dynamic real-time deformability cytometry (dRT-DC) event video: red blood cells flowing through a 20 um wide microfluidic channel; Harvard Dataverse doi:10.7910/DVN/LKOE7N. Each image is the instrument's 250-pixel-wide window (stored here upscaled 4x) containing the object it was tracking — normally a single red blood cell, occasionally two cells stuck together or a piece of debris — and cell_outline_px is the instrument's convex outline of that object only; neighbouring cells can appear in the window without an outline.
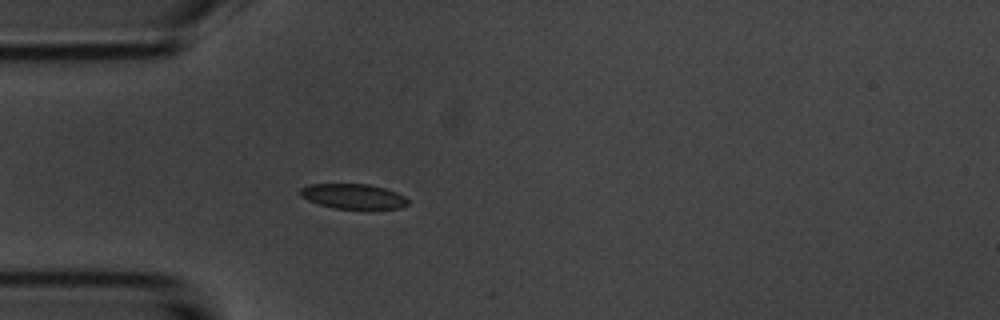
{"species": "common noctule bat (a hibernating species)", "species_latin": "Nyctalus noctula", "temperature_condition": "room temperature", "stored_images_in_passage": 40, "camera_frame_rate_fps": 3000, "um_per_image_px": 0.085, "animal": {"sex": "male", "body_mass_g": 20.1, "forearm_length_mm": 53.5}, "frame": {"image": 1, "passage_image": 1, "time_ms": 0.0, "image_size_px": [1000, 320], "cell_outline_px": [[408, 204], [400, 208], [336, 208], [320, 204], [308, 200], [300, 196], [300, 188], [308, 184], [368, 184], [384, 188], [396, 192], [404, 196], [408, 200]], "centroid_in_image_um": [30.0, 16.67], "position_along_channel_um": 55.0, "area_um2": 15.43}}
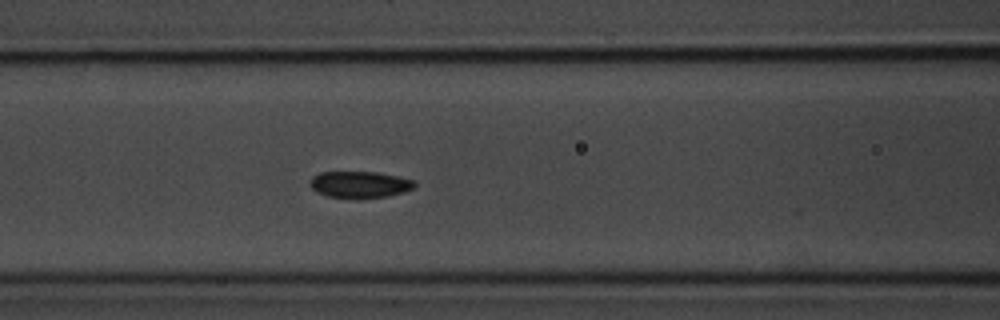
{"frame": {"image": 2, "passage_image": 8, "time_ms": 2.333, "image_size_px": [1000, 320], "cell_outline_px": [[416, 184], [412, 188], [404, 192], [388, 196], [328, 196], [316, 192], [308, 184], [312, 176], [320, 172], [376, 172], [396, 176], [412, 180]], "centroid_in_image_um": [30.53, 15.65], "position_along_channel_um": 136.1, "area_um2": 15.61}}
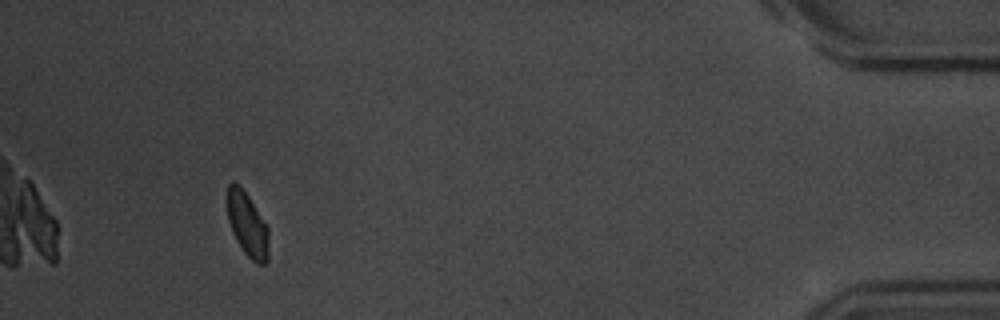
{"frame": {"image": 3, "passage_image": 36, "time_ms": 11.667, "image_size_px": [1000, 320], "cell_outline_px": [[268, 260], [264, 264], [256, 264], [244, 252], [236, 240], [232, 232], [228, 220], [228, 184], [232, 180], [248, 196], [268, 228]], "centroid_in_image_um": [21.03, 19.13], "position_along_channel_um": 414.2, "area_um2": 15.14}}